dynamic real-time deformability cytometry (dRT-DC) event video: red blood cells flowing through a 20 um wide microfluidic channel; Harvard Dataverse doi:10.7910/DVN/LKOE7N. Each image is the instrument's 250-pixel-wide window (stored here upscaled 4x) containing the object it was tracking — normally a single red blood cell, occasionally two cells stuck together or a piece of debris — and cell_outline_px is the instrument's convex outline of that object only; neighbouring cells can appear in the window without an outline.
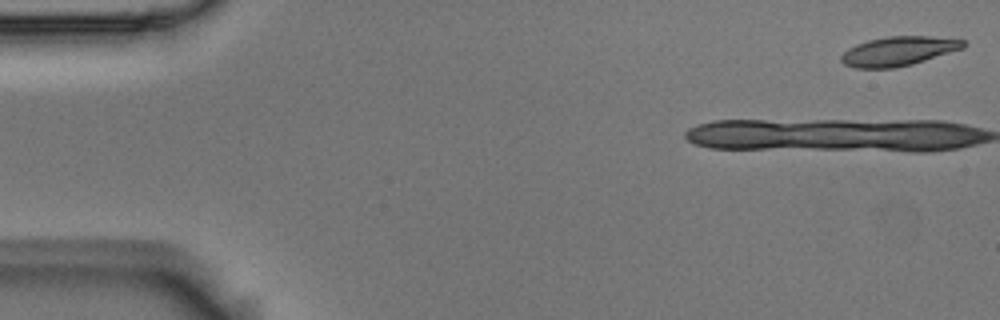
{"species": "Egyptian fruit bat (a non-hibernating species)", "species_latin": "Rousettus aegyptiacus", "temperature_condition": "room temperature", "stored_images_in_passage": 13, "camera_frame_rate_fps": 3000, "um_per_image_px": 0.085, "animal": {"sex": "male"}, "frame": {"image": 1, "passage_image": 1, "time_ms": 0.0, "image_size_px": [1000, 320], "cell_outline_px": [[968, 44], [964, 48], [912, 64], [896, 68], [856, 68], [844, 64], [840, 60], [840, 56], [848, 48], [856, 44], [868, 40], [888, 36], [928, 36], [964, 40]], "centroid_in_image_um": [76.36, 4.35], "position_along_channel_um": 8.6, "area_um2": 20.87}}